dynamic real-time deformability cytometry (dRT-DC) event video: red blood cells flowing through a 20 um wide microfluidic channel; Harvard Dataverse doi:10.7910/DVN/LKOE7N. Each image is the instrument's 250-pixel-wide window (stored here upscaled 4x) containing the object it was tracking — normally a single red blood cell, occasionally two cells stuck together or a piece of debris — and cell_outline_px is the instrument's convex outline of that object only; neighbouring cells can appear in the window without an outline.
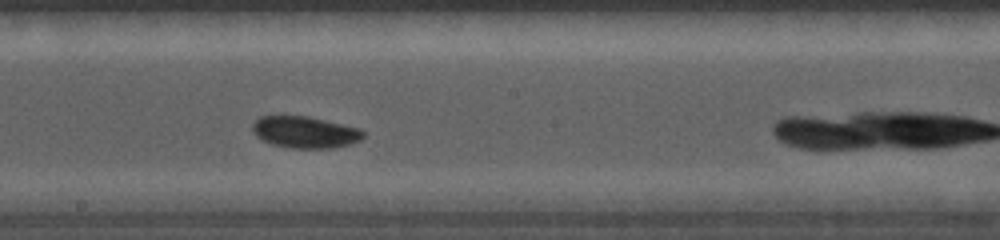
{"species": "common noctule bat (a hibernating species)", "species_latin": "Nyctalus noctula", "temperature_condition": "cold", "stored_images_in_passage": 21, "camera_frame_rate_fps": 5000, "um_per_image_px": 0.085, "animal": {"sex": "female", "body_mass_g": 19.0, "forearm_length_mm": 56.7}, "frame": {"image": 1, "passage_image": 10, "time_ms": 3.6, "image_size_px": [1000, 240], "cell_outline_px": [[364, 136], [360, 140], [352, 144], [332, 148], [288, 148], [272, 144], [256, 136], [252, 128], [252, 124], [260, 116], [308, 116], [360, 128], [364, 132]], "centroid_in_image_um": [25.94, 11.24], "position_along_channel_um": 222.3, "area_um2": 20.46}}